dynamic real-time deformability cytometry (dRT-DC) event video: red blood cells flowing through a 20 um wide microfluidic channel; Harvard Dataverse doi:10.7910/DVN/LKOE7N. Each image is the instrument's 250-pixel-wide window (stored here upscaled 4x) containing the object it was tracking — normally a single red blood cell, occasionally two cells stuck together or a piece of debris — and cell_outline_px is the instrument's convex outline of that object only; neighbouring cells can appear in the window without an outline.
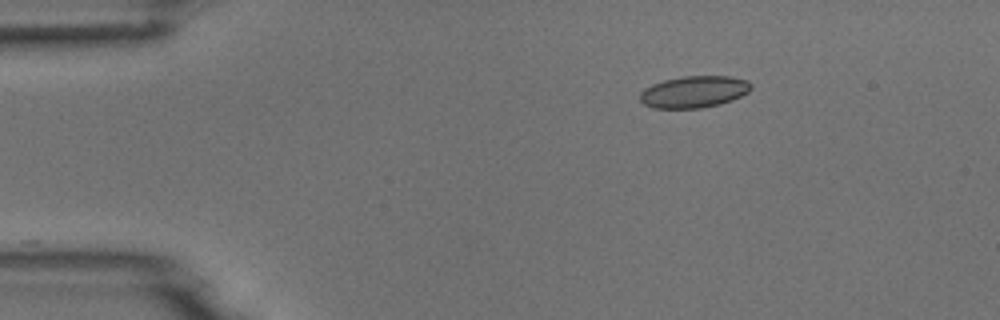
{"species": "common noctule bat (a hibernating species)", "species_latin": "Nyctalus noctula", "temperature_condition": "room temperature", "stored_images_in_passage": 4, "camera_frame_rate_fps": 3000, "um_per_image_px": 0.085, "animal": {"sex": "male", "body_mass_g": 18.8}, "frame": {"image": 1, "passage_image": 2, "time_ms": 2.0, "image_size_px": [1000, 320], "cell_outline_px": [[752, 88], [748, 92], [732, 100], [720, 104], [700, 108], [652, 108], [644, 104], [640, 100], [640, 92], [644, 88], [652, 84], [664, 80], [684, 76], [732, 76], [748, 80], [752, 84]], "centroid_in_image_um": [59.0, 7.8], "position_along_channel_um": 26.0, "area_um2": 20.69}}
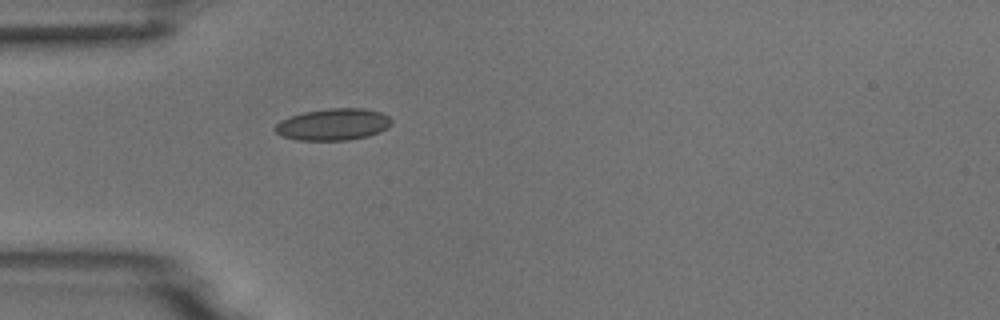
{"frame": {"image": 2, "passage_image": 4, "time_ms": 4.333, "image_size_px": [1000, 320], "cell_outline_px": [[392, 124], [388, 128], [380, 132], [368, 136], [348, 140], [300, 140], [284, 136], [276, 132], [272, 128], [280, 120], [288, 116], [304, 112], [328, 108], [364, 108], [380, 112], [388, 116], [392, 120]], "centroid_in_image_um": [28.33, 10.57], "position_along_channel_um": 56.7, "area_um2": 21.68}}